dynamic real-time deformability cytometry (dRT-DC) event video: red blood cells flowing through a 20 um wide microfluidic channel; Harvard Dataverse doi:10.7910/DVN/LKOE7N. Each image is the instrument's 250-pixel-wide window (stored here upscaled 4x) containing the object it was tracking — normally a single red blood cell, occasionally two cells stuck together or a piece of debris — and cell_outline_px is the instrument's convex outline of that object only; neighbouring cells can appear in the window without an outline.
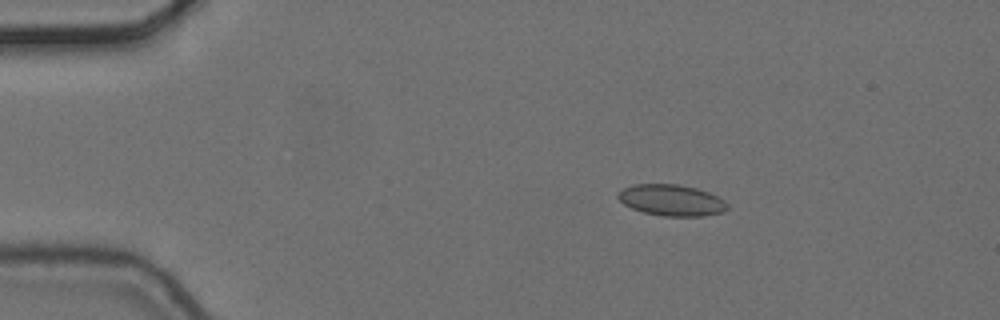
{"species": "common noctule bat (a hibernating species)", "species_latin": "Nyctalus noctula", "temperature_condition": "cold", "stored_images_in_passage": 4, "camera_frame_rate_fps": 3000, "um_per_image_px": 0.085, "animal": {"sex": "female", "body_mass_g": 24.6, "forearm_length_mm": 56.2}, "frame": {"image": 1, "passage_image": 2, "time_ms": 0.333, "image_size_px": [1000, 320], "cell_outline_px": [[728, 208], [724, 212], [704, 216], [664, 216], [644, 212], [632, 208], [624, 204], [616, 196], [624, 188], [632, 184], [680, 184], [696, 188], [708, 192], [724, 200], [728, 204]], "centroid_in_image_um": [57.1, 17.01], "position_along_channel_um": 27.9, "area_um2": 19.88}}